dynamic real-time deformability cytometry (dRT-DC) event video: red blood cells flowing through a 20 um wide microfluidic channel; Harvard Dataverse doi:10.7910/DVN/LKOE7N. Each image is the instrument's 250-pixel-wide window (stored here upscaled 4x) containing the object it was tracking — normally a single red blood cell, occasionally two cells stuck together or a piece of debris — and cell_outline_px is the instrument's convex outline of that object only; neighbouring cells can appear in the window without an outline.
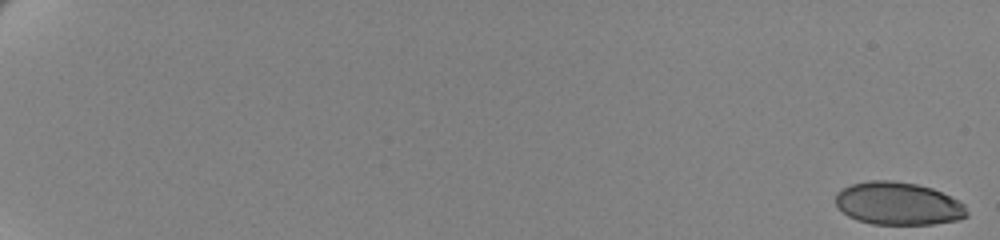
{"species": "human", "species_latin": "Homo sapiens", "temperature_condition": "cold", "stored_images_in_passage": 62, "camera_frame_rate_fps": 3000, "um_per_image_px": 0.085, "donor": {"sex": "female"}, "frame": {"image": 1, "passage_image": 1, "time_ms": 0.0, "image_size_px": [1000, 240], "cell_outline_px": [[968, 216], [960, 220], [932, 224], [872, 224], [856, 220], [848, 216], [836, 204], [836, 192], [852, 184], [868, 180], [892, 180], [916, 184], [932, 188], [964, 204], [968, 212]], "centroid_in_image_um": [76.34, 17.31], "position_along_channel_um": 8.7, "area_um2": 32.71}}
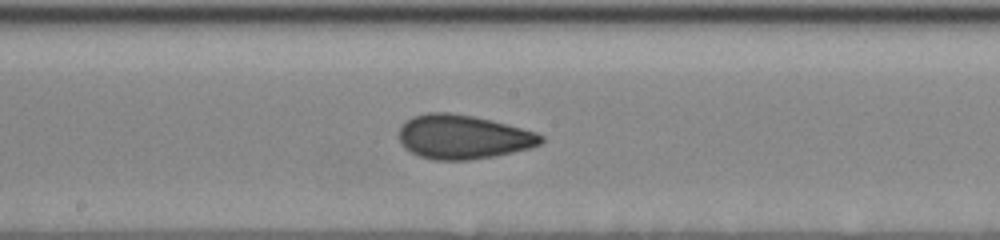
{"frame": {"image": 2, "passage_image": 38, "time_ms": 12.333, "image_size_px": [1000, 240], "cell_outline_px": [[544, 140], [540, 144], [532, 148], [496, 156], [468, 160], [432, 160], [420, 156], [404, 148], [400, 144], [400, 128], [412, 116], [428, 112], [448, 112], [472, 116], [492, 120], [536, 132], [544, 136]], "centroid_in_image_um": [39.38, 11.65], "position_along_channel_um": 208.8, "area_um2": 36.59}}
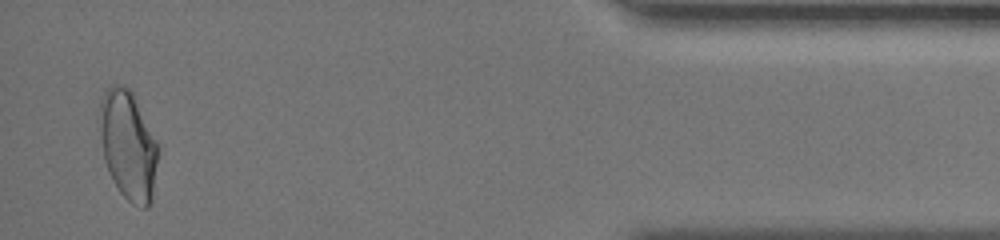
{"frame": {"image": 3, "passage_image": 61, "time_ms": 20.0, "image_size_px": [1000, 240], "cell_outline_px": [[160, 148], [152, 200], [148, 208], [140, 208], [132, 204], [120, 192], [104, 160], [100, 132], [100, 100], [104, 92], [108, 88], [116, 84], [128, 88], [132, 92]], "centroid_in_image_um": [10.92, 12.38], "position_along_channel_um": 424.3, "area_um2": 36.93}, "authors_computed_cell_mechanics": {"area_um2": 35.3736, "velocity_mm_per_s": 3.4595, "shape_relaxation_time_tau1_ms": 8.0987, "shape_relaxation_time_tau2_ms": 1.2604, "deformation_change_tau1": 0.1771, "deformation_change_tau2": 0.0677}}